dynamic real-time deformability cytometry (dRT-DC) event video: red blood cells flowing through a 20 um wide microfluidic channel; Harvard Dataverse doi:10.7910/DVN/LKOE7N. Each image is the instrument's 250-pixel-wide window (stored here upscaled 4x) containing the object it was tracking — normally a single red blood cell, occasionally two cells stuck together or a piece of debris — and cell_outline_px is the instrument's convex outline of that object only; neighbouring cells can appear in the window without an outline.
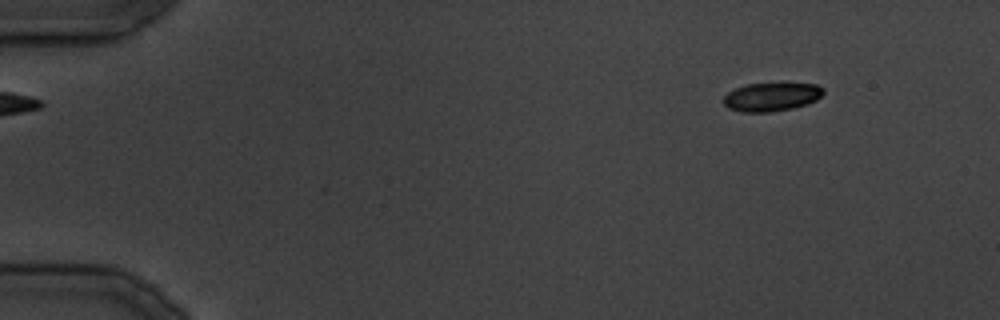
{"species": "common noctule bat (a hibernating species)", "species_latin": "Nyctalus noctula", "temperature_condition": "cold", "stored_images_in_passage": 34, "camera_frame_rate_fps": 3000, "um_per_image_px": 0.085, "animal": {"sex": "male", "body_mass_g": 19.5, "forearm_length_mm": 54.6}, "frame": {"image": 1, "passage_image": 4, "time_ms": 3.333, "image_size_px": [1000, 320], "cell_outline_px": [[824, 92], [816, 100], [808, 104], [792, 108], [768, 112], [740, 112], [728, 108], [724, 104], [724, 96], [728, 92], [736, 88], [748, 84], [816, 84], [824, 88]], "centroid_in_image_um": [65.57, 8.24], "position_along_channel_um": 19.4, "area_um2": 16.42}}
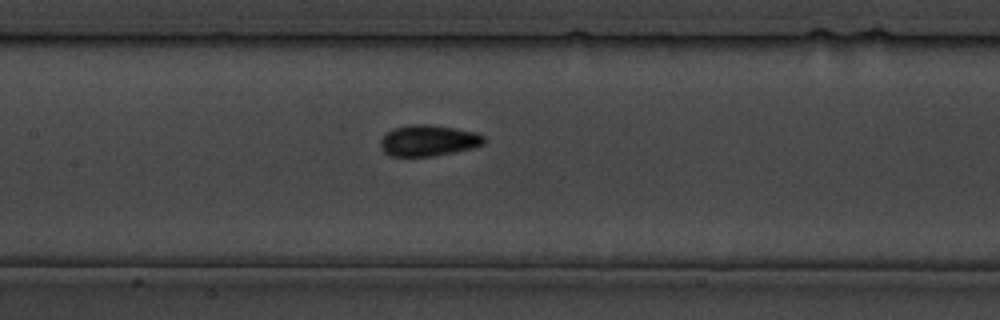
{"frame": {"image": 2, "passage_image": 17, "time_ms": 19.333, "image_size_px": [1000, 320], "cell_outline_px": [[484, 144], [472, 148], [432, 156], [388, 156], [380, 148], [380, 140], [384, 132], [392, 128], [408, 124], [428, 124], [456, 128], [476, 132], [484, 136]], "centroid_in_image_um": [36.35, 11.93], "position_along_channel_um": 171.1, "area_um2": 19.02}}
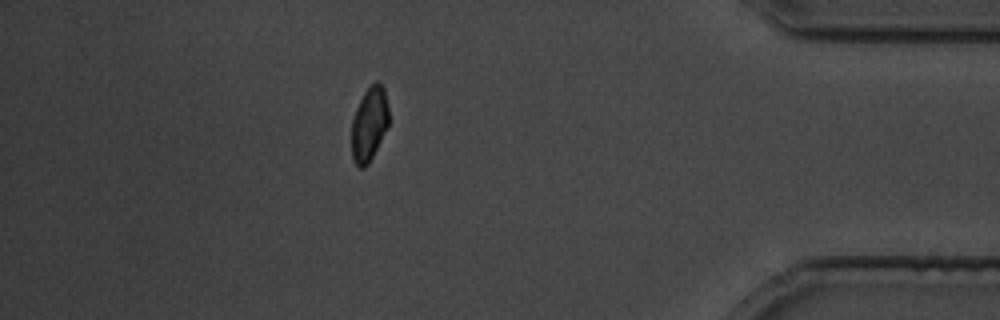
{"frame": {"image": 3, "passage_image": 30, "time_ms": 36.333, "image_size_px": [1000, 320], "cell_outline_px": [[388, 124], [368, 164], [364, 168], [360, 168], [352, 160], [352, 120], [356, 108], [364, 92], [376, 80], [380, 80], [384, 88], [388, 104]], "centroid_in_image_um": [31.38, 10.51], "position_along_channel_um": 403.8, "area_um2": 15.9}}